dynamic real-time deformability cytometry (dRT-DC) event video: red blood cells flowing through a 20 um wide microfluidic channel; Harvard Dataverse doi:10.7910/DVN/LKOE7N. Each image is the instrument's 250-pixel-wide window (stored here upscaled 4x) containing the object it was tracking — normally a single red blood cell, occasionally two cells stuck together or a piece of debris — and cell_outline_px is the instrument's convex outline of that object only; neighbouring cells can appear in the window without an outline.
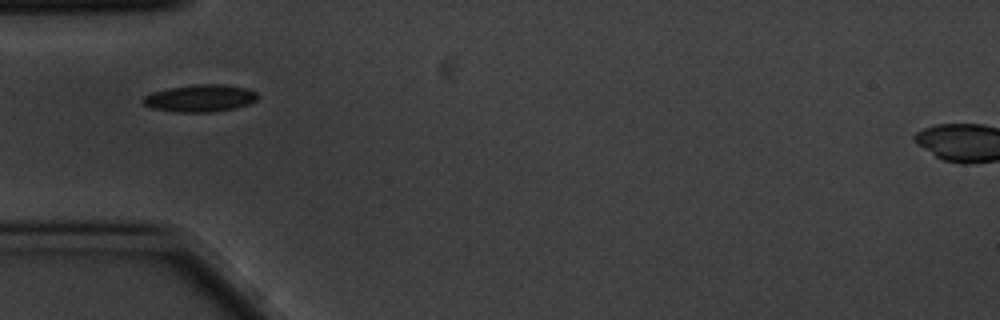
{"species": "common noctule bat (a hibernating species)", "species_latin": "Nyctalus noctula", "temperature_condition": "cold", "stored_images_in_passage": 10, "camera_frame_rate_fps": 3000, "um_per_image_px": 0.085, "animal": {"sex": "male", "body_mass_g": 20.1, "forearm_length_mm": 53.5}, "frame": {"image": 1, "passage_image": 1, "time_ms": 0.0, "image_size_px": [1000, 320], "cell_outline_px": [[260, 96], [256, 100], [248, 104], [236, 108], [212, 112], [176, 112], [152, 108], [144, 104], [140, 100], [144, 96], [152, 92], [168, 88], [196, 84], [224, 84], [244, 88], [256, 92]], "centroid_in_image_um": [17.0, 8.35], "position_along_channel_um": 68.0, "area_um2": 18.26}}
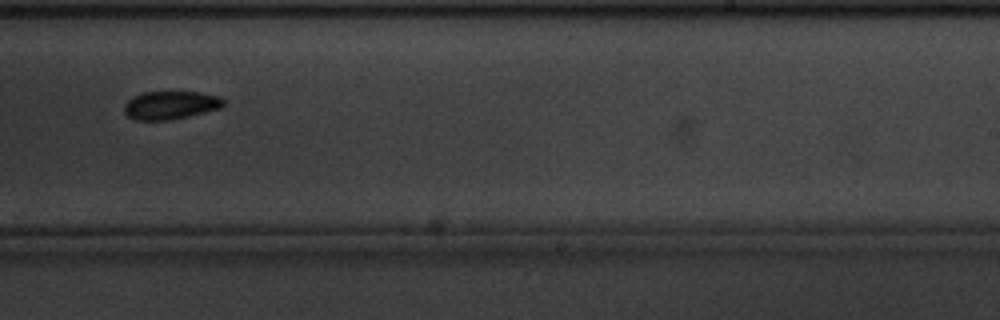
{"frame": {"image": 2, "passage_image": 6, "time_ms": 1.667, "image_size_px": [1000, 320], "cell_outline_px": [[224, 104], [220, 108], [188, 116], [168, 120], [136, 120], [128, 116], [124, 112], [124, 104], [132, 96], [144, 92], [200, 92], [220, 96], [224, 100]], "centroid_in_image_um": [14.48, 8.93], "position_along_channel_um": 274.5, "area_um2": 16.3}}